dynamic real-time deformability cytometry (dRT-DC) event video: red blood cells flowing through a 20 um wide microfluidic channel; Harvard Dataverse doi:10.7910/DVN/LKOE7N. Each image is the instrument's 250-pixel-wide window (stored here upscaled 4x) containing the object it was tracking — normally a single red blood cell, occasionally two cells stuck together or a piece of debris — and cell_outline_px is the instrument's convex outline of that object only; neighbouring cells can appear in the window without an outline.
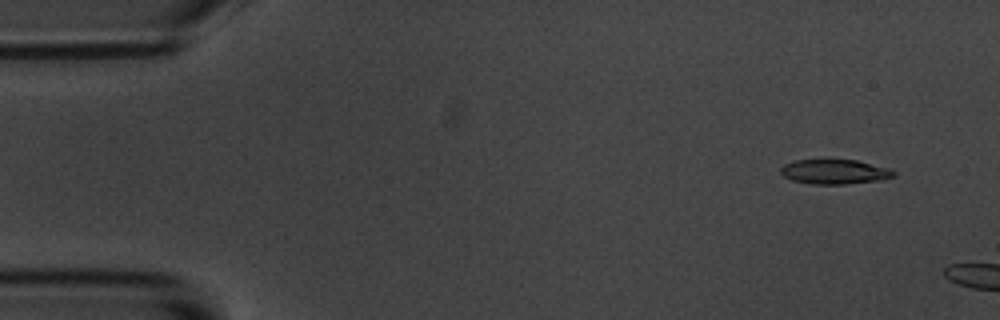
{"species": "common noctule bat (a hibernating species)", "species_latin": "Nyctalus noctula", "temperature_condition": "room temperature", "stored_images_in_passage": 4, "camera_frame_rate_fps": 3000, "um_per_image_px": 0.085, "animal": {"sex": "male", "body_mass_g": 20.1, "forearm_length_mm": 53.5}, "frame": {"image": 1, "passage_image": 2, "time_ms": 1.0, "image_size_px": [1000, 320], "cell_outline_px": [[896, 176], [884, 180], [844, 184], [812, 184], [792, 180], [784, 176], [780, 172], [780, 168], [784, 164], [796, 160], [856, 160], [884, 168], [896, 172]], "centroid_in_image_um": [70.92, 14.61], "position_along_channel_um": 14.1, "area_um2": 16.07}}